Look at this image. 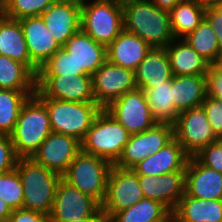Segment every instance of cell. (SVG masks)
I'll return each mask as SVG.
<instances>
[{
	"instance_id": "cell-28",
	"label": "cell",
	"mask_w": 222,
	"mask_h": 222,
	"mask_svg": "<svg viewBox=\"0 0 222 222\" xmlns=\"http://www.w3.org/2000/svg\"><path fill=\"white\" fill-rule=\"evenodd\" d=\"M144 92L156 122L173 125L179 113L174 106L172 79L155 85L151 89H146Z\"/></svg>"
},
{
	"instance_id": "cell-3",
	"label": "cell",
	"mask_w": 222,
	"mask_h": 222,
	"mask_svg": "<svg viewBox=\"0 0 222 222\" xmlns=\"http://www.w3.org/2000/svg\"><path fill=\"white\" fill-rule=\"evenodd\" d=\"M52 132L46 106L35 96L23 104L13 133L14 151L20 157H31Z\"/></svg>"
},
{
	"instance_id": "cell-19",
	"label": "cell",
	"mask_w": 222,
	"mask_h": 222,
	"mask_svg": "<svg viewBox=\"0 0 222 222\" xmlns=\"http://www.w3.org/2000/svg\"><path fill=\"white\" fill-rule=\"evenodd\" d=\"M18 21L23 29L30 59L40 68L61 47L51 36L42 16L25 17Z\"/></svg>"
},
{
	"instance_id": "cell-42",
	"label": "cell",
	"mask_w": 222,
	"mask_h": 222,
	"mask_svg": "<svg viewBox=\"0 0 222 222\" xmlns=\"http://www.w3.org/2000/svg\"><path fill=\"white\" fill-rule=\"evenodd\" d=\"M8 222H51L49 216L23 208L13 210Z\"/></svg>"
},
{
	"instance_id": "cell-7",
	"label": "cell",
	"mask_w": 222,
	"mask_h": 222,
	"mask_svg": "<svg viewBox=\"0 0 222 222\" xmlns=\"http://www.w3.org/2000/svg\"><path fill=\"white\" fill-rule=\"evenodd\" d=\"M113 165L105 158L81 150L62 175V179L102 204Z\"/></svg>"
},
{
	"instance_id": "cell-2",
	"label": "cell",
	"mask_w": 222,
	"mask_h": 222,
	"mask_svg": "<svg viewBox=\"0 0 222 222\" xmlns=\"http://www.w3.org/2000/svg\"><path fill=\"white\" fill-rule=\"evenodd\" d=\"M16 170L23 187V209L50 215L59 181L62 176L31 157H20Z\"/></svg>"
},
{
	"instance_id": "cell-47",
	"label": "cell",
	"mask_w": 222,
	"mask_h": 222,
	"mask_svg": "<svg viewBox=\"0 0 222 222\" xmlns=\"http://www.w3.org/2000/svg\"><path fill=\"white\" fill-rule=\"evenodd\" d=\"M159 222H179L177 216L170 212L167 216H165L161 221Z\"/></svg>"
},
{
	"instance_id": "cell-43",
	"label": "cell",
	"mask_w": 222,
	"mask_h": 222,
	"mask_svg": "<svg viewBox=\"0 0 222 222\" xmlns=\"http://www.w3.org/2000/svg\"><path fill=\"white\" fill-rule=\"evenodd\" d=\"M69 222H108L107 217L103 210L100 208L95 214L89 217H85L82 219H76L74 221Z\"/></svg>"
},
{
	"instance_id": "cell-38",
	"label": "cell",
	"mask_w": 222,
	"mask_h": 222,
	"mask_svg": "<svg viewBox=\"0 0 222 222\" xmlns=\"http://www.w3.org/2000/svg\"><path fill=\"white\" fill-rule=\"evenodd\" d=\"M201 106L206 113L212 130L219 138L222 134V103L216 98L207 95Z\"/></svg>"
},
{
	"instance_id": "cell-29",
	"label": "cell",
	"mask_w": 222,
	"mask_h": 222,
	"mask_svg": "<svg viewBox=\"0 0 222 222\" xmlns=\"http://www.w3.org/2000/svg\"><path fill=\"white\" fill-rule=\"evenodd\" d=\"M36 90H13L0 88V135L14 131L23 104Z\"/></svg>"
},
{
	"instance_id": "cell-25",
	"label": "cell",
	"mask_w": 222,
	"mask_h": 222,
	"mask_svg": "<svg viewBox=\"0 0 222 222\" xmlns=\"http://www.w3.org/2000/svg\"><path fill=\"white\" fill-rule=\"evenodd\" d=\"M173 74L165 48H152L135 70L137 88L145 91L172 79Z\"/></svg>"
},
{
	"instance_id": "cell-8",
	"label": "cell",
	"mask_w": 222,
	"mask_h": 222,
	"mask_svg": "<svg viewBox=\"0 0 222 222\" xmlns=\"http://www.w3.org/2000/svg\"><path fill=\"white\" fill-rule=\"evenodd\" d=\"M35 96L71 102H95L92 76L37 75Z\"/></svg>"
},
{
	"instance_id": "cell-45",
	"label": "cell",
	"mask_w": 222,
	"mask_h": 222,
	"mask_svg": "<svg viewBox=\"0 0 222 222\" xmlns=\"http://www.w3.org/2000/svg\"><path fill=\"white\" fill-rule=\"evenodd\" d=\"M12 211L10 206L0 198V220H8Z\"/></svg>"
},
{
	"instance_id": "cell-14",
	"label": "cell",
	"mask_w": 222,
	"mask_h": 222,
	"mask_svg": "<svg viewBox=\"0 0 222 222\" xmlns=\"http://www.w3.org/2000/svg\"><path fill=\"white\" fill-rule=\"evenodd\" d=\"M101 204L63 179L58 183L53 207L49 215L51 222H69L92 216Z\"/></svg>"
},
{
	"instance_id": "cell-5",
	"label": "cell",
	"mask_w": 222,
	"mask_h": 222,
	"mask_svg": "<svg viewBox=\"0 0 222 222\" xmlns=\"http://www.w3.org/2000/svg\"><path fill=\"white\" fill-rule=\"evenodd\" d=\"M48 111L52 132L70 135L82 141L102 108L95 102H71L38 98Z\"/></svg>"
},
{
	"instance_id": "cell-49",
	"label": "cell",
	"mask_w": 222,
	"mask_h": 222,
	"mask_svg": "<svg viewBox=\"0 0 222 222\" xmlns=\"http://www.w3.org/2000/svg\"><path fill=\"white\" fill-rule=\"evenodd\" d=\"M218 64L222 66V56H221L220 62Z\"/></svg>"
},
{
	"instance_id": "cell-10",
	"label": "cell",
	"mask_w": 222,
	"mask_h": 222,
	"mask_svg": "<svg viewBox=\"0 0 222 222\" xmlns=\"http://www.w3.org/2000/svg\"><path fill=\"white\" fill-rule=\"evenodd\" d=\"M104 109L130 134L141 133L157 124L145 92L140 88L126 92Z\"/></svg>"
},
{
	"instance_id": "cell-21",
	"label": "cell",
	"mask_w": 222,
	"mask_h": 222,
	"mask_svg": "<svg viewBox=\"0 0 222 222\" xmlns=\"http://www.w3.org/2000/svg\"><path fill=\"white\" fill-rule=\"evenodd\" d=\"M189 155L174 137L162 149L149 155L137 164L133 171L137 175L161 176L174 171H185Z\"/></svg>"
},
{
	"instance_id": "cell-23",
	"label": "cell",
	"mask_w": 222,
	"mask_h": 222,
	"mask_svg": "<svg viewBox=\"0 0 222 222\" xmlns=\"http://www.w3.org/2000/svg\"><path fill=\"white\" fill-rule=\"evenodd\" d=\"M0 55L25 64L36 76L39 67L30 59L23 29L18 20L0 16Z\"/></svg>"
},
{
	"instance_id": "cell-48",
	"label": "cell",
	"mask_w": 222,
	"mask_h": 222,
	"mask_svg": "<svg viewBox=\"0 0 222 222\" xmlns=\"http://www.w3.org/2000/svg\"><path fill=\"white\" fill-rule=\"evenodd\" d=\"M8 0H0V11L2 12L7 4Z\"/></svg>"
},
{
	"instance_id": "cell-41",
	"label": "cell",
	"mask_w": 222,
	"mask_h": 222,
	"mask_svg": "<svg viewBox=\"0 0 222 222\" xmlns=\"http://www.w3.org/2000/svg\"><path fill=\"white\" fill-rule=\"evenodd\" d=\"M204 19L210 24L215 32L218 43L222 49V8L219 6L207 7Z\"/></svg>"
},
{
	"instance_id": "cell-18",
	"label": "cell",
	"mask_w": 222,
	"mask_h": 222,
	"mask_svg": "<svg viewBox=\"0 0 222 222\" xmlns=\"http://www.w3.org/2000/svg\"><path fill=\"white\" fill-rule=\"evenodd\" d=\"M76 62V75H93L107 60V47L96 42L81 29L62 47Z\"/></svg>"
},
{
	"instance_id": "cell-9",
	"label": "cell",
	"mask_w": 222,
	"mask_h": 222,
	"mask_svg": "<svg viewBox=\"0 0 222 222\" xmlns=\"http://www.w3.org/2000/svg\"><path fill=\"white\" fill-rule=\"evenodd\" d=\"M145 198L138 175L133 169L112 166L107 183L106 195L101 209L109 221L117 212L137 204Z\"/></svg>"
},
{
	"instance_id": "cell-20",
	"label": "cell",
	"mask_w": 222,
	"mask_h": 222,
	"mask_svg": "<svg viewBox=\"0 0 222 222\" xmlns=\"http://www.w3.org/2000/svg\"><path fill=\"white\" fill-rule=\"evenodd\" d=\"M185 193L205 200L222 199V173L189 157L185 167Z\"/></svg>"
},
{
	"instance_id": "cell-4",
	"label": "cell",
	"mask_w": 222,
	"mask_h": 222,
	"mask_svg": "<svg viewBox=\"0 0 222 222\" xmlns=\"http://www.w3.org/2000/svg\"><path fill=\"white\" fill-rule=\"evenodd\" d=\"M80 27L108 47L124 30L122 0H81Z\"/></svg>"
},
{
	"instance_id": "cell-40",
	"label": "cell",
	"mask_w": 222,
	"mask_h": 222,
	"mask_svg": "<svg viewBox=\"0 0 222 222\" xmlns=\"http://www.w3.org/2000/svg\"><path fill=\"white\" fill-rule=\"evenodd\" d=\"M206 79L207 95L222 103V66L219 64L210 65L206 73Z\"/></svg>"
},
{
	"instance_id": "cell-46",
	"label": "cell",
	"mask_w": 222,
	"mask_h": 222,
	"mask_svg": "<svg viewBox=\"0 0 222 222\" xmlns=\"http://www.w3.org/2000/svg\"><path fill=\"white\" fill-rule=\"evenodd\" d=\"M197 4L207 8L212 6H219L222 0H193Z\"/></svg>"
},
{
	"instance_id": "cell-33",
	"label": "cell",
	"mask_w": 222,
	"mask_h": 222,
	"mask_svg": "<svg viewBox=\"0 0 222 222\" xmlns=\"http://www.w3.org/2000/svg\"><path fill=\"white\" fill-rule=\"evenodd\" d=\"M169 213L160 202L143 198L137 204L117 212L108 222H159Z\"/></svg>"
},
{
	"instance_id": "cell-30",
	"label": "cell",
	"mask_w": 222,
	"mask_h": 222,
	"mask_svg": "<svg viewBox=\"0 0 222 222\" xmlns=\"http://www.w3.org/2000/svg\"><path fill=\"white\" fill-rule=\"evenodd\" d=\"M205 7L193 0H182L170 12L171 28L175 38H184L194 31L205 16Z\"/></svg>"
},
{
	"instance_id": "cell-26",
	"label": "cell",
	"mask_w": 222,
	"mask_h": 222,
	"mask_svg": "<svg viewBox=\"0 0 222 222\" xmlns=\"http://www.w3.org/2000/svg\"><path fill=\"white\" fill-rule=\"evenodd\" d=\"M172 89L178 113L199 107L207 96L206 75L173 76Z\"/></svg>"
},
{
	"instance_id": "cell-6",
	"label": "cell",
	"mask_w": 222,
	"mask_h": 222,
	"mask_svg": "<svg viewBox=\"0 0 222 222\" xmlns=\"http://www.w3.org/2000/svg\"><path fill=\"white\" fill-rule=\"evenodd\" d=\"M130 135L123 125L102 109L81 141V150L114 164L121 156Z\"/></svg>"
},
{
	"instance_id": "cell-44",
	"label": "cell",
	"mask_w": 222,
	"mask_h": 222,
	"mask_svg": "<svg viewBox=\"0 0 222 222\" xmlns=\"http://www.w3.org/2000/svg\"><path fill=\"white\" fill-rule=\"evenodd\" d=\"M157 7L170 11L176 4L182 0H151Z\"/></svg>"
},
{
	"instance_id": "cell-16",
	"label": "cell",
	"mask_w": 222,
	"mask_h": 222,
	"mask_svg": "<svg viewBox=\"0 0 222 222\" xmlns=\"http://www.w3.org/2000/svg\"><path fill=\"white\" fill-rule=\"evenodd\" d=\"M41 16L51 36L63 47L81 29V0H56Z\"/></svg>"
},
{
	"instance_id": "cell-24",
	"label": "cell",
	"mask_w": 222,
	"mask_h": 222,
	"mask_svg": "<svg viewBox=\"0 0 222 222\" xmlns=\"http://www.w3.org/2000/svg\"><path fill=\"white\" fill-rule=\"evenodd\" d=\"M165 50L173 76L206 75L211 65L183 38H175Z\"/></svg>"
},
{
	"instance_id": "cell-39",
	"label": "cell",
	"mask_w": 222,
	"mask_h": 222,
	"mask_svg": "<svg viewBox=\"0 0 222 222\" xmlns=\"http://www.w3.org/2000/svg\"><path fill=\"white\" fill-rule=\"evenodd\" d=\"M9 135H0V174L6 173L16 167L18 160Z\"/></svg>"
},
{
	"instance_id": "cell-13",
	"label": "cell",
	"mask_w": 222,
	"mask_h": 222,
	"mask_svg": "<svg viewBox=\"0 0 222 222\" xmlns=\"http://www.w3.org/2000/svg\"><path fill=\"white\" fill-rule=\"evenodd\" d=\"M95 103L102 109L128 91L137 88L135 71L106 60L92 75Z\"/></svg>"
},
{
	"instance_id": "cell-51",
	"label": "cell",
	"mask_w": 222,
	"mask_h": 222,
	"mask_svg": "<svg viewBox=\"0 0 222 222\" xmlns=\"http://www.w3.org/2000/svg\"><path fill=\"white\" fill-rule=\"evenodd\" d=\"M0 222H8V220H0Z\"/></svg>"
},
{
	"instance_id": "cell-34",
	"label": "cell",
	"mask_w": 222,
	"mask_h": 222,
	"mask_svg": "<svg viewBox=\"0 0 222 222\" xmlns=\"http://www.w3.org/2000/svg\"><path fill=\"white\" fill-rule=\"evenodd\" d=\"M23 193L21 178L16 168L0 174V198L12 210L22 208Z\"/></svg>"
},
{
	"instance_id": "cell-15",
	"label": "cell",
	"mask_w": 222,
	"mask_h": 222,
	"mask_svg": "<svg viewBox=\"0 0 222 222\" xmlns=\"http://www.w3.org/2000/svg\"><path fill=\"white\" fill-rule=\"evenodd\" d=\"M81 151V141L61 133L51 132L31 158L59 175H63Z\"/></svg>"
},
{
	"instance_id": "cell-17",
	"label": "cell",
	"mask_w": 222,
	"mask_h": 222,
	"mask_svg": "<svg viewBox=\"0 0 222 222\" xmlns=\"http://www.w3.org/2000/svg\"><path fill=\"white\" fill-rule=\"evenodd\" d=\"M144 197L163 204L170 212L185 194V171H174L161 176L138 175Z\"/></svg>"
},
{
	"instance_id": "cell-27",
	"label": "cell",
	"mask_w": 222,
	"mask_h": 222,
	"mask_svg": "<svg viewBox=\"0 0 222 222\" xmlns=\"http://www.w3.org/2000/svg\"><path fill=\"white\" fill-rule=\"evenodd\" d=\"M173 213L179 222H222V199L205 200L185 193Z\"/></svg>"
},
{
	"instance_id": "cell-31",
	"label": "cell",
	"mask_w": 222,
	"mask_h": 222,
	"mask_svg": "<svg viewBox=\"0 0 222 222\" xmlns=\"http://www.w3.org/2000/svg\"><path fill=\"white\" fill-rule=\"evenodd\" d=\"M36 78L25 64L0 55V88L36 90Z\"/></svg>"
},
{
	"instance_id": "cell-50",
	"label": "cell",
	"mask_w": 222,
	"mask_h": 222,
	"mask_svg": "<svg viewBox=\"0 0 222 222\" xmlns=\"http://www.w3.org/2000/svg\"><path fill=\"white\" fill-rule=\"evenodd\" d=\"M218 140L222 142V134L219 136Z\"/></svg>"
},
{
	"instance_id": "cell-22",
	"label": "cell",
	"mask_w": 222,
	"mask_h": 222,
	"mask_svg": "<svg viewBox=\"0 0 222 222\" xmlns=\"http://www.w3.org/2000/svg\"><path fill=\"white\" fill-rule=\"evenodd\" d=\"M152 48L137 35L123 30L107 47V60L135 71Z\"/></svg>"
},
{
	"instance_id": "cell-1",
	"label": "cell",
	"mask_w": 222,
	"mask_h": 222,
	"mask_svg": "<svg viewBox=\"0 0 222 222\" xmlns=\"http://www.w3.org/2000/svg\"><path fill=\"white\" fill-rule=\"evenodd\" d=\"M124 30L137 35L151 48H165L175 37L170 12L151 0H122Z\"/></svg>"
},
{
	"instance_id": "cell-11",
	"label": "cell",
	"mask_w": 222,
	"mask_h": 222,
	"mask_svg": "<svg viewBox=\"0 0 222 222\" xmlns=\"http://www.w3.org/2000/svg\"><path fill=\"white\" fill-rule=\"evenodd\" d=\"M173 138L174 127L169 123H157L146 131L131 134L114 165L123 169H133L149 155L162 149Z\"/></svg>"
},
{
	"instance_id": "cell-35",
	"label": "cell",
	"mask_w": 222,
	"mask_h": 222,
	"mask_svg": "<svg viewBox=\"0 0 222 222\" xmlns=\"http://www.w3.org/2000/svg\"><path fill=\"white\" fill-rule=\"evenodd\" d=\"M56 0H8L2 14L19 20L25 17L41 16Z\"/></svg>"
},
{
	"instance_id": "cell-32",
	"label": "cell",
	"mask_w": 222,
	"mask_h": 222,
	"mask_svg": "<svg viewBox=\"0 0 222 222\" xmlns=\"http://www.w3.org/2000/svg\"><path fill=\"white\" fill-rule=\"evenodd\" d=\"M200 56L211 65L218 64L222 49L210 24L203 19L199 26L183 38Z\"/></svg>"
},
{
	"instance_id": "cell-37",
	"label": "cell",
	"mask_w": 222,
	"mask_h": 222,
	"mask_svg": "<svg viewBox=\"0 0 222 222\" xmlns=\"http://www.w3.org/2000/svg\"><path fill=\"white\" fill-rule=\"evenodd\" d=\"M200 164L222 173V142L216 140L193 156Z\"/></svg>"
},
{
	"instance_id": "cell-12",
	"label": "cell",
	"mask_w": 222,
	"mask_h": 222,
	"mask_svg": "<svg viewBox=\"0 0 222 222\" xmlns=\"http://www.w3.org/2000/svg\"><path fill=\"white\" fill-rule=\"evenodd\" d=\"M173 127L174 137L190 157L218 139L202 106L179 113Z\"/></svg>"
},
{
	"instance_id": "cell-36",
	"label": "cell",
	"mask_w": 222,
	"mask_h": 222,
	"mask_svg": "<svg viewBox=\"0 0 222 222\" xmlns=\"http://www.w3.org/2000/svg\"><path fill=\"white\" fill-rule=\"evenodd\" d=\"M76 75V62L62 47L40 69L38 75Z\"/></svg>"
}]
</instances>
